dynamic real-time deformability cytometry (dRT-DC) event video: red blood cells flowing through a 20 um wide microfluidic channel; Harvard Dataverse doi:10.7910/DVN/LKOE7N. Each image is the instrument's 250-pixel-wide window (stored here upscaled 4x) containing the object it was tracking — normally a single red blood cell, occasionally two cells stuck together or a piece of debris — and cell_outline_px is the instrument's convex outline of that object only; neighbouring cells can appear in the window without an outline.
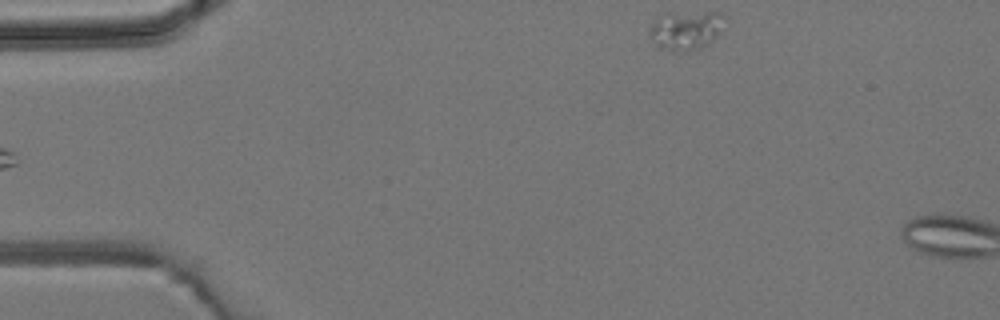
{"species": "common noctule bat (a hibernating species)", "species_latin": "Nyctalus noctula", "temperature_condition": "room temperature", "stored_images_in_passage": 3, "camera_frame_rate_fps": 3000, "um_per_image_px": 0.085, "animal": {"sex": "male", "body_mass_g": 19.2, "forearm_length_mm": 51.8}, "frame": {"image": 1, "passage_image": 3, "time_ms": 2.333, "image_size_px": [1000, 320], "cell_outline_px": [[724, 16], [716, 36], [708, 44], [700, 48], [672, 48], [652, 44], [648, 36], [648, 28], [656, 16], [708, 12], [720, 12]], "centroid_in_image_um": [58.23, 2.53], "position_along_channel_um": 26.8, "area_um2": 16.01}}